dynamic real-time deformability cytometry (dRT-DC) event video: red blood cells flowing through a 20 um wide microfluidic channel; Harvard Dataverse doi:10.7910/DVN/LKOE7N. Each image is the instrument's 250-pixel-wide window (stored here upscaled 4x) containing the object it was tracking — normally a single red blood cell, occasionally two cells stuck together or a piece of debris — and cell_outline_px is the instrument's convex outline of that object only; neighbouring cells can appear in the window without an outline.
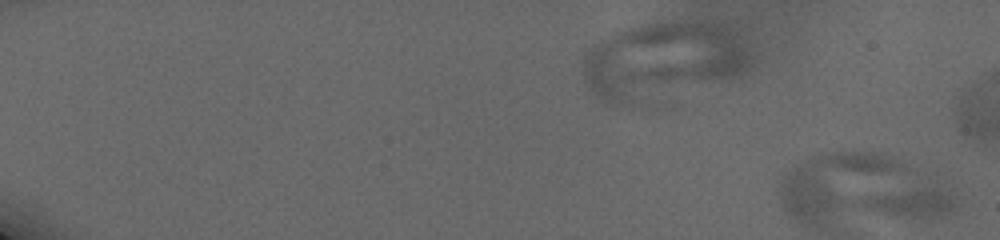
{"species": "human", "species_latin": "Homo sapiens", "temperature_condition": "cold", "stored_images_in_passage": 18, "camera_frame_rate_fps": 3000, "um_per_image_px": 0.085, "donor": {"sex": "male"}, "frame": {"image": 1, "passage_image": 1, "time_ms": 0.0, "image_size_px": [1000, 240], "cell_outline_px": [[960, 204], [944, 216], [924, 220], [920, 220], [872, 208], [860, 204], [860, 200], [924, 172]], "centroid_in_image_um": [77.65, 16.93], "position_along_channel_um": 7.3, "area_um2": 19.31}}